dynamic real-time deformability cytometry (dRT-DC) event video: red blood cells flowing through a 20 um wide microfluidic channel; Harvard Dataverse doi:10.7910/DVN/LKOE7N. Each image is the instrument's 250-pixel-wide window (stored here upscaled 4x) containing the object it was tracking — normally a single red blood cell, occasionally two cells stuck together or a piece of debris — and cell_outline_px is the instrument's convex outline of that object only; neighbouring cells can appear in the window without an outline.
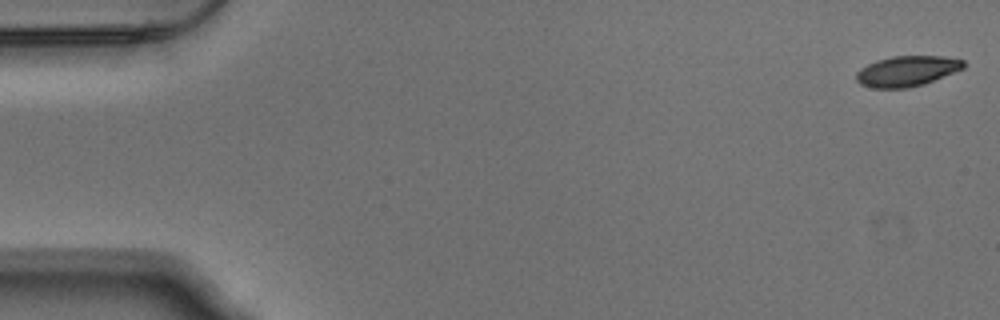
{"species": "Egyptian fruit bat (a non-hibernating species)", "species_latin": "Rousettus aegyptiacus", "temperature_condition": "warm", "stored_images_in_passage": 15, "camera_frame_rate_fps": 3000, "um_per_image_px": 0.085, "animal": {"sex": "male"}, "frame": {"image": 1, "passage_image": 1, "time_ms": 0.0, "image_size_px": [1000, 320], "cell_outline_px": [[964, 68], [924, 84], [908, 88], [872, 88], [860, 84], [856, 80], [856, 72], [860, 68], [876, 60], [892, 56], [944, 56], [964, 60]], "centroid_in_image_um": [77.06, 6.04], "position_along_channel_um": 7.9, "area_um2": 19.07}}
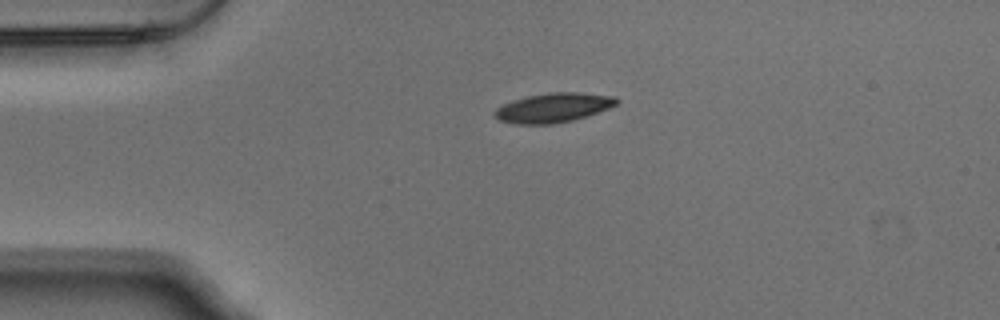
{"frame": {"image": 2, "passage_image": 12, "time_ms": 3.667, "image_size_px": [1000, 320], "cell_outline_px": [[620, 100], [616, 104], [608, 108], [572, 120], [552, 124], [516, 124], [500, 120], [492, 116], [492, 112], [496, 108], [512, 100], [528, 96], [552, 92], [580, 92], [616, 96]], "centroid_in_image_um": [47.0, 9.15], "position_along_channel_um": 38.0, "area_um2": 20.81}}